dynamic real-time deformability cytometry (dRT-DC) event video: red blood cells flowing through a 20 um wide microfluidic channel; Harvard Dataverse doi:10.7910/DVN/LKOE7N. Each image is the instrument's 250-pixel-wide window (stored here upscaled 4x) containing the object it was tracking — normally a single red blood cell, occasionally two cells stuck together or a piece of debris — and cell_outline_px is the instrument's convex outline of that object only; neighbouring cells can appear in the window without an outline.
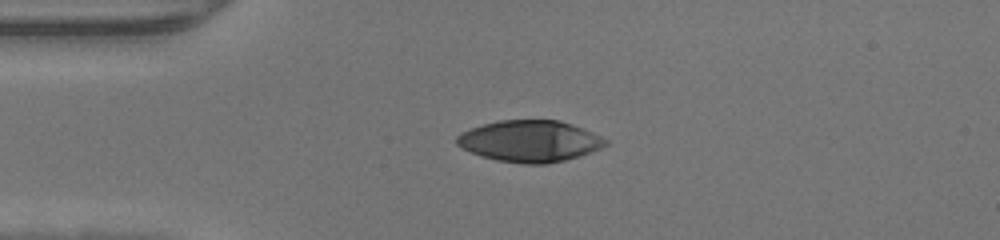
{"species": "human", "species_latin": "Homo sapiens", "temperature_condition": "warm", "stored_images_in_passage": 37, "camera_frame_rate_fps": 3000, "um_per_image_px": 0.085, "donor": {"sex": "male"}, "frame": {"image": 1, "passage_image": 1, "time_ms": 0.0, "image_size_px": [1000, 240], "cell_outline_px": [[608, 144], [604, 148], [580, 156], [564, 160], [544, 164], [524, 164], [496, 160], [480, 156], [460, 148], [456, 144], [456, 136], [460, 132], [484, 124], [500, 120], [560, 120], [572, 124], [592, 132], [608, 140]], "centroid_in_image_um": [45.03, 12.0], "position_along_channel_um": 40.0, "area_um2": 36.18}}
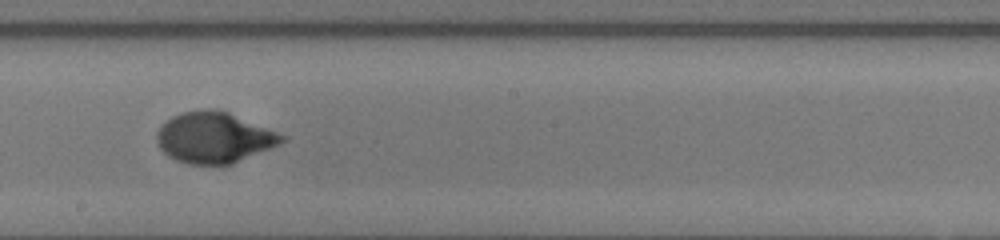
{"frame": {"image": 2, "passage_image": 16, "time_ms": 5.0, "image_size_px": [1000, 240], "cell_outline_px": [[288, 140], [280, 144], [232, 164], [188, 164], [176, 160], [168, 156], [160, 148], [156, 140], [156, 132], [160, 124], [172, 116], [184, 112], [208, 108], [216, 108], [228, 112], [288, 136]], "centroid_in_image_um": [18.2, 11.68], "position_along_channel_um": 230.0, "area_um2": 37.28}}
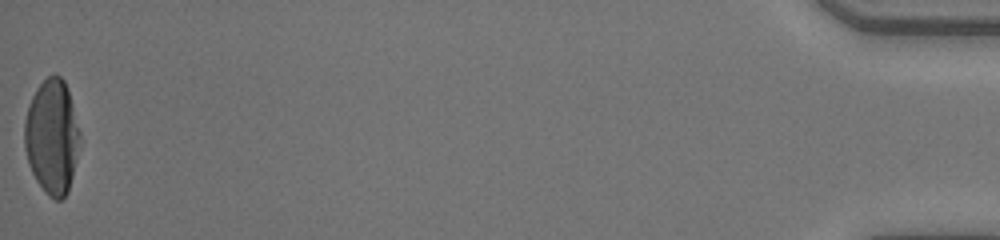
{"frame": {"image": 3, "passage_image": 37, "time_ms": 12.0, "image_size_px": [1000, 240], "cell_outline_px": [[80, 136], [72, 176], [68, 192], [60, 200], [56, 200], [48, 196], [36, 180], [28, 164], [24, 148], [24, 120], [28, 104], [36, 88], [48, 76], [60, 76], [64, 80], [68, 88], [80, 132]], "centroid_in_image_um": [4.39, 11.61], "position_along_channel_um": 430.8, "area_um2": 36.93}}